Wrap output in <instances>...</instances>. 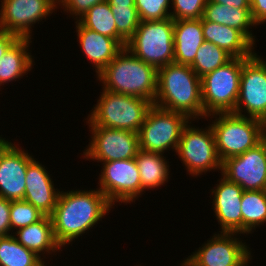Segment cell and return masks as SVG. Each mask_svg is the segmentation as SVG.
I'll return each mask as SVG.
<instances>
[{
    "label": "cell",
    "instance_id": "cell-34",
    "mask_svg": "<svg viewBox=\"0 0 266 266\" xmlns=\"http://www.w3.org/2000/svg\"><path fill=\"white\" fill-rule=\"evenodd\" d=\"M65 7L70 14L83 17V15L94 5L105 2L106 0H57Z\"/></svg>",
    "mask_w": 266,
    "mask_h": 266
},
{
    "label": "cell",
    "instance_id": "cell-30",
    "mask_svg": "<svg viewBox=\"0 0 266 266\" xmlns=\"http://www.w3.org/2000/svg\"><path fill=\"white\" fill-rule=\"evenodd\" d=\"M113 13L117 32L128 41L135 33L140 18L135 6H114L110 7Z\"/></svg>",
    "mask_w": 266,
    "mask_h": 266
},
{
    "label": "cell",
    "instance_id": "cell-20",
    "mask_svg": "<svg viewBox=\"0 0 266 266\" xmlns=\"http://www.w3.org/2000/svg\"><path fill=\"white\" fill-rule=\"evenodd\" d=\"M204 41L222 48L233 58H249L253 44L237 29L201 18ZM252 49V50H251Z\"/></svg>",
    "mask_w": 266,
    "mask_h": 266
},
{
    "label": "cell",
    "instance_id": "cell-8",
    "mask_svg": "<svg viewBox=\"0 0 266 266\" xmlns=\"http://www.w3.org/2000/svg\"><path fill=\"white\" fill-rule=\"evenodd\" d=\"M188 121L189 118L182 113L153 105L138 132L139 149L161 154L170 147L177 150L181 132Z\"/></svg>",
    "mask_w": 266,
    "mask_h": 266
},
{
    "label": "cell",
    "instance_id": "cell-27",
    "mask_svg": "<svg viewBox=\"0 0 266 266\" xmlns=\"http://www.w3.org/2000/svg\"><path fill=\"white\" fill-rule=\"evenodd\" d=\"M242 233H251L266 222V190L243 191L241 199Z\"/></svg>",
    "mask_w": 266,
    "mask_h": 266
},
{
    "label": "cell",
    "instance_id": "cell-37",
    "mask_svg": "<svg viewBox=\"0 0 266 266\" xmlns=\"http://www.w3.org/2000/svg\"><path fill=\"white\" fill-rule=\"evenodd\" d=\"M18 39L16 35L10 34L5 29L0 28V59L4 56L8 48Z\"/></svg>",
    "mask_w": 266,
    "mask_h": 266
},
{
    "label": "cell",
    "instance_id": "cell-39",
    "mask_svg": "<svg viewBox=\"0 0 266 266\" xmlns=\"http://www.w3.org/2000/svg\"><path fill=\"white\" fill-rule=\"evenodd\" d=\"M110 7L114 6H135V0H106Z\"/></svg>",
    "mask_w": 266,
    "mask_h": 266
},
{
    "label": "cell",
    "instance_id": "cell-32",
    "mask_svg": "<svg viewBox=\"0 0 266 266\" xmlns=\"http://www.w3.org/2000/svg\"><path fill=\"white\" fill-rule=\"evenodd\" d=\"M170 0H135L140 21H155L171 18L167 11Z\"/></svg>",
    "mask_w": 266,
    "mask_h": 266
},
{
    "label": "cell",
    "instance_id": "cell-5",
    "mask_svg": "<svg viewBox=\"0 0 266 266\" xmlns=\"http://www.w3.org/2000/svg\"><path fill=\"white\" fill-rule=\"evenodd\" d=\"M152 106L153 103L147 99L103 90L98 104L89 115V127H107L138 133Z\"/></svg>",
    "mask_w": 266,
    "mask_h": 266
},
{
    "label": "cell",
    "instance_id": "cell-13",
    "mask_svg": "<svg viewBox=\"0 0 266 266\" xmlns=\"http://www.w3.org/2000/svg\"><path fill=\"white\" fill-rule=\"evenodd\" d=\"M92 141L85 150L87 158L102 162L132 159L139 151L138 133L107 127H91Z\"/></svg>",
    "mask_w": 266,
    "mask_h": 266
},
{
    "label": "cell",
    "instance_id": "cell-25",
    "mask_svg": "<svg viewBox=\"0 0 266 266\" xmlns=\"http://www.w3.org/2000/svg\"><path fill=\"white\" fill-rule=\"evenodd\" d=\"M141 181V193L144 189L157 188L166 182L169 165L161 153L139 149L135 157Z\"/></svg>",
    "mask_w": 266,
    "mask_h": 266
},
{
    "label": "cell",
    "instance_id": "cell-42",
    "mask_svg": "<svg viewBox=\"0 0 266 266\" xmlns=\"http://www.w3.org/2000/svg\"><path fill=\"white\" fill-rule=\"evenodd\" d=\"M265 151H266V132H265Z\"/></svg>",
    "mask_w": 266,
    "mask_h": 266
},
{
    "label": "cell",
    "instance_id": "cell-41",
    "mask_svg": "<svg viewBox=\"0 0 266 266\" xmlns=\"http://www.w3.org/2000/svg\"><path fill=\"white\" fill-rule=\"evenodd\" d=\"M5 140L0 137V145L4 142Z\"/></svg>",
    "mask_w": 266,
    "mask_h": 266
},
{
    "label": "cell",
    "instance_id": "cell-21",
    "mask_svg": "<svg viewBox=\"0 0 266 266\" xmlns=\"http://www.w3.org/2000/svg\"><path fill=\"white\" fill-rule=\"evenodd\" d=\"M201 19L174 21V62L190 65L203 44Z\"/></svg>",
    "mask_w": 266,
    "mask_h": 266
},
{
    "label": "cell",
    "instance_id": "cell-1",
    "mask_svg": "<svg viewBox=\"0 0 266 266\" xmlns=\"http://www.w3.org/2000/svg\"><path fill=\"white\" fill-rule=\"evenodd\" d=\"M112 204L100 190L60 192L50 215L54 235L62 246L92 228L108 213Z\"/></svg>",
    "mask_w": 266,
    "mask_h": 266
},
{
    "label": "cell",
    "instance_id": "cell-31",
    "mask_svg": "<svg viewBox=\"0 0 266 266\" xmlns=\"http://www.w3.org/2000/svg\"><path fill=\"white\" fill-rule=\"evenodd\" d=\"M45 215L29 202L16 200L11 202L10 224L11 229L23 228L41 220Z\"/></svg>",
    "mask_w": 266,
    "mask_h": 266
},
{
    "label": "cell",
    "instance_id": "cell-10",
    "mask_svg": "<svg viewBox=\"0 0 266 266\" xmlns=\"http://www.w3.org/2000/svg\"><path fill=\"white\" fill-rule=\"evenodd\" d=\"M240 105L245 106L250 117L266 123V61L256 53L243 58L239 95L233 112L243 116Z\"/></svg>",
    "mask_w": 266,
    "mask_h": 266
},
{
    "label": "cell",
    "instance_id": "cell-26",
    "mask_svg": "<svg viewBox=\"0 0 266 266\" xmlns=\"http://www.w3.org/2000/svg\"><path fill=\"white\" fill-rule=\"evenodd\" d=\"M78 21L85 28L114 38L123 48L126 47L127 41L117 32L115 19L107 1L91 7Z\"/></svg>",
    "mask_w": 266,
    "mask_h": 266
},
{
    "label": "cell",
    "instance_id": "cell-14",
    "mask_svg": "<svg viewBox=\"0 0 266 266\" xmlns=\"http://www.w3.org/2000/svg\"><path fill=\"white\" fill-rule=\"evenodd\" d=\"M0 28L18 38H30L31 25L55 10L57 0H3Z\"/></svg>",
    "mask_w": 266,
    "mask_h": 266
},
{
    "label": "cell",
    "instance_id": "cell-7",
    "mask_svg": "<svg viewBox=\"0 0 266 266\" xmlns=\"http://www.w3.org/2000/svg\"><path fill=\"white\" fill-rule=\"evenodd\" d=\"M242 68L243 58H232L201 77L202 103L207 117L235 111Z\"/></svg>",
    "mask_w": 266,
    "mask_h": 266
},
{
    "label": "cell",
    "instance_id": "cell-17",
    "mask_svg": "<svg viewBox=\"0 0 266 266\" xmlns=\"http://www.w3.org/2000/svg\"><path fill=\"white\" fill-rule=\"evenodd\" d=\"M215 215L222 231L242 233L241 199L243 189L239 184L229 181L222 175L219 185L212 189Z\"/></svg>",
    "mask_w": 266,
    "mask_h": 266
},
{
    "label": "cell",
    "instance_id": "cell-18",
    "mask_svg": "<svg viewBox=\"0 0 266 266\" xmlns=\"http://www.w3.org/2000/svg\"><path fill=\"white\" fill-rule=\"evenodd\" d=\"M24 199L43 215L50 216L57 204L60 191H56L46 169L36 160L27 167Z\"/></svg>",
    "mask_w": 266,
    "mask_h": 266
},
{
    "label": "cell",
    "instance_id": "cell-4",
    "mask_svg": "<svg viewBox=\"0 0 266 266\" xmlns=\"http://www.w3.org/2000/svg\"><path fill=\"white\" fill-rule=\"evenodd\" d=\"M218 115L219 118L210 126L222 162L227 158L243 154L262 142L266 132V123L262 120L233 112L216 113V116Z\"/></svg>",
    "mask_w": 266,
    "mask_h": 266
},
{
    "label": "cell",
    "instance_id": "cell-24",
    "mask_svg": "<svg viewBox=\"0 0 266 266\" xmlns=\"http://www.w3.org/2000/svg\"><path fill=\"white\" fill-rule=\"evenodd\" d=\"M29 41L28 38H18L0 59V85L22 77L32 68L33 59L27 52Z\"/></svg>",
    "mask_w": 266,
    "mask_h": 266
},
{
    "label": "cell",
    "instance_id": "cell-2",
    "mask_svg": "<svg viewBox=\"0 0 266 266\" xmlns=\"http://www.w3.org/2000/svg\"><path fill=\"white\" fill-rule=\"evenodd\" d=\"M153 105L182 113L189 119L207 116L202 103L201 78L185 64L172 62L157 69V92Z\"/></svg>",
    "mask_w": 266,
    "mask_h": 266
},
{
    "label": "cell",
    "instance_id": "cell-12",
    "mask_svg": "<svg viewBox=\"0 0 266 266\" xmlns=\"http://www.w3.org/2000/svg\"><path fill=\"white\" fill-rule=\"evenodd\" d=\"M99 190L114 205L130 202L141 193L139 169L135 158L103 163Z\"/></svg>",
    "mask_w": 266,
    "mask_h": 266
},
{
    "label": "cell",
    "instance_id": "cell-38",
    "mask_svg": "<svg viewBox=\"0 0 266 266\" xmlns=\"http://www.w3.org/2000/svg\"><path fill=\"white\" fill-rule=\"evenodd\" d=\"M217 4L227 5L241 9H250V0H208Z\"/></svg>",
    "mask_w": 266,
    "mask_h": 266
},
{
    "label": "cell",
    "instance_id": "cell-35",
    "mask_svg": "<svg viewBox=\"0 0 266 266\" xmlns=\"http://www.w3.org/2000/svg\"><path fill=\"white\" fill-rule=\"evenodd\" d=\"M10 200L0 197V237L9 236L10 224Z\"/></svg>",
    "mask_w": 266,
    "mask_h": 266
},
{
    "label": "cell",
    "instance_id": "cell-9",
    "mask_svg": "<svg viewBox=\"0 0 266 266\" xmlns=\"http://www.w3.org/2000/svg\"><path fill=\"white\" fill-rule=\"evenodd\" d=\"M176 153L191 175H199L210 169L222 170V161L217 152L211 126L202 131L188 126L187 123L181 132Z\"/></svg>",
    "mask_w": 266,
    "mask_h": 266
},
{
    "label": "cell",
    "instance_id": "cell-28",
    "mask_svg": "<svg viewBox=\"0 0 266 266\" xmlns=\"http://www.w3.org/2000/svg\"><path fill=\"white\" fill-rule=\"evenodd\" d=\"M0 266L45 265L40 256L25 248L15 239L14 235H9L0 237Z\"/></svg>",
    "mask_w": 266,
    "mask_h": 266
},
{
    "label": "cell",
    "instance_id": "cell-11",
    "mask_svg": "<svg viewBox=\"0 0 266 266\" xmlns=\"http://www.w3.org/2000/svg\"><path fill=\"white\" fill-rule=\"evenodd\" d=\"M222 175L243 191L266 190L265 134L262 142L243 154L222 162Z\"/></svg>",
    "mask_w": 266,
    "mask_h": 266
},
{
    "label": "cell",
    "instance_id": "cell-6",
    "mask_svg": "<svg viewBox=\"0 0 266 266\" xmlns=\"http://www.w3.org/2000/svg\"><path fill=\"white\" fill-rule=\"evenodd\" d=\"M126 48L156 69L174 62V20L141 21Z\"/></svg>",
    "mask_w": 266,
    "mask_h": 266
},
{
    "label": "cell",
    "instance_id": "cell-19",
    "mask_svg": "<svg viewBox=\"0 0 266 266\" xmlns=\"http://www.w3.org/2000/svg\"><path fill=\"white\" fill-rule=\"evenodd\" d=\"M78 22V23H77ZM79 43L86 57L94 63L99 74L123 49V47L111 37L99 34L96 31L85 28L79 21H76Z\"/></svg>",
    "mask_w": 266,
    "mask_h": 266
},
{
    "label": "cell",
    "instance_id": "cell-29",
    "mask_svg": "<svg viewBox=\"0 0 266 266\" xmlns=\"http://www.w3.org/2000/svg\"><path fill=\"white\" fill-rule=\"evenodd\" d=\"M233 57L215 44L204 41L198 48L193 62L189 65L201 78L220 66L229 62Z\"/></svg>",
    "mask_w": 266,
    "mask_h": 266
},
{
    "label": "cell",
    "instance_id": "cell-16",
    "mask_svg": "<svg viewBox=\"0 0 266 266\" xmlns=\"http://www.w3.org/2000/svg\"><path fill=\"white\" fill-rule=\"evenodd\" d=\"M4 141L0 145V197L23 200L28 164L34 159L28 153Z\"/></svg>",
    "mask_w": 266,
    "mask_h": 266
},
{
    "label": "cell",
    "instance_id": "cell-23",
    "mask_svg": "<svg viewBox=\"0 0 266 266\" xmlns=\"http://www.w3.org/2000/svg\"><path fill=\"white\" fill-rule=\"evenodd\" d=\"M15 239L25 248L38 253L57 251L61 245L57 242L54 235V229L50 216H44L36 223L18 229Z\"/></svg>",
    "mask_w": 266,
    "mask_h": 266
},
{
    "label": "cell",
    "instance_id": "cell-33",
    "mask_svg": "<svg viewBox=\"0 0 266 266\" xmlns=\"http://www.w3.org/2000/svg\"><path fill=\"white\" fill-rule=\"evenodd\" d=\"M174 11L171 18L176 20L201 19L208 0H171Z\"/></svg>",
    "mask_w": 266,
    "mask_h": 266
},
{
    "label": "cell",
    "instance_id": "cell-3",
    "mask_svg": "<svg viewBox=\"0 0 266 266\" xmlns=\"http://www.w3.org/2000/svg\"><path fill=\"white\" fill-rule=\"evenodd\" d=\"M98 78L103 82L104 90L147 99L154 104L157 69L134 56L126 47L98 74Z\"/></svg>",
    "mask_w": 266,
    "mask_h": 266
},
{
    "label": "cell",
    "instance_id": "cell-40",
    "mask_svg": "<svg viewBox=\"0 0 266 266\" xmlns=\"http://www.w3.org/2000/svg\"><path fill=\"white\" fill-rule=\"evenodd\" d=\"M249 259H251V257H249V258H248L245 262H243L240 266H245V265L247 266V265H248L247 263H248V260H249Z\"/></svg>",
    "mask_w": 266,
    "mask_h": 266
},
{
    "label": "cell",
    "instance_id": "cell-22",
    "mask_svg": "<svg viewBox=\"0 0 266 266\" xmlns=\"http://www.w3.org/2000/svg\"><path fill=\"white\" fill-rule=\"evenodd\" d=\"M205 21L218 23L239 30L253 45L254 36L248 30L249 26L256 25L250 9L229 7L208 1L204 7L203 17Z\"/></svg>",
    "mask_w": 266,
    "mask_h": 266
},
{
    "label": "cell",
    "instance_id": "cell-15",
    "mask_svg": "<svg viewBox=\"0 0 266 266\" xmlns=\"http://www.w3.org/2000/svg\"><path fill=\"white\" fill-rule=\"evenodd\" d=\"M222 234V235H221ZM214 235L202 248L187 258L182 266H240L250 256L247 245L237 241L235 233ZM233 236V237H231Z\"/></svg>",
    "mask_w": 266,
    "mask_h": 266
},
{
    "label": "cell",
    "instance_id": "cell-36",
    "mask_svg": "<svg viewBox=\"0 0 266 266\" xmlns=\"http://www.w3.org/2000/svg\"><path fill=\"white\" fill-rule=\"evenodd\" d=\"M250 10L256 25L266 21V0H250Z\"/></svg>",
    "mask_w": 266,
    "mask_h": 266
}]
</instances>
